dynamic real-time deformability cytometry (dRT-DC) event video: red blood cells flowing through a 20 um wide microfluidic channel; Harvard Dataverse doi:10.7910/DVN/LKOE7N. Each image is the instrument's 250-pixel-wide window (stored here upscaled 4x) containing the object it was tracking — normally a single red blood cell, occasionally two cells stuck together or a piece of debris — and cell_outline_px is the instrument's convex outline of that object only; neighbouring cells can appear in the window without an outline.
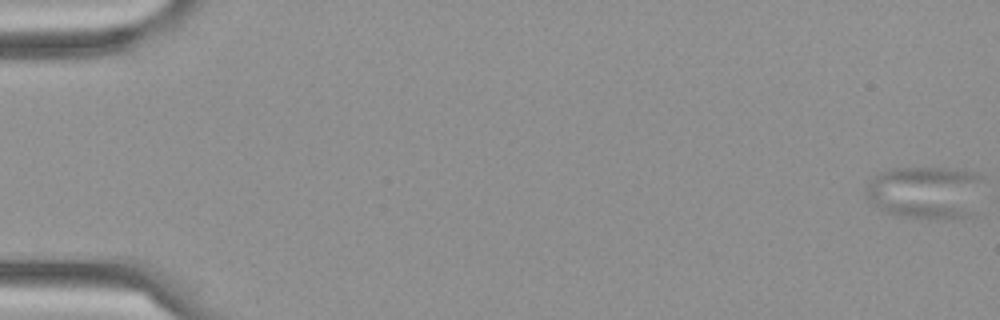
{"species": "Egyptian fruit bat (a non-hibernating species)", "species_latin": "Rousettus aegyptiacus", "temperature_condition": "cold", "stored_images_in_passage": 6, "camera_frame_rate_fps": 3000, "um_per_image_px": 0.085, "frame": {"image": 1, "passage_image": 1, "time_ms": 0.0, "image_size_px": [1000, 320], "cell_outline_px": [[980, 180], [976, 216], [908, 216], [884, 212], [872, 204], [868, 196], [868, 180], [880, 172], [892, 168], [944, 168], [972, 172], [980, 176]], "centroid_in_image_um": [78.66, 16.32], "position_along_channel_um": 6.3, "area_um2": 35.2}}